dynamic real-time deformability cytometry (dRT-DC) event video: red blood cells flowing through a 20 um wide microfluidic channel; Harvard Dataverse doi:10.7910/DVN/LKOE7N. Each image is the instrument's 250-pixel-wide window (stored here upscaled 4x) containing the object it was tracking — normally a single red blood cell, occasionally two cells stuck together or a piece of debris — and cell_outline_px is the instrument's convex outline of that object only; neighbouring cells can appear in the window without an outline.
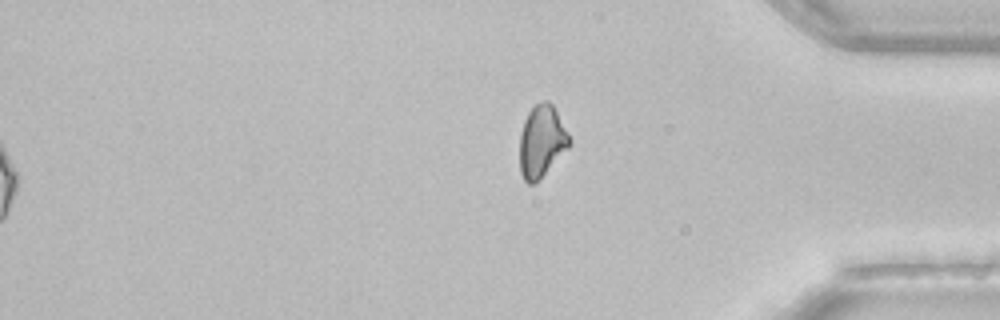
{"species": "common noctule bat (a hibernating species)", "species_latin": "Nyctalus noctula", "temperature_condition": "room temperature", "stored_images_in_passage": 50, "segment_of_instrument_passage": [2, 2], "camera_frame_rate_fps": 3000, "um_per_image_px": 0.085, "animal": {"sex": "female", "body_mass_g": 22.7, "forearm_length_mm": 54.2}, "frame": {"image": 1, "passage_image": 50, "time_ms": 16.333, "image_size_px": [1000, 320], "cell_outline_px": [[572, 144], [532, 184], [528, 184], [524, 180], [520, 172], [520, 132], [524, 120], [528, 112], [536, 104], [544, 100], [548, 100], [552, 104], [568, 132], [572, 140]], "centroid_in_image_um": [46.04, 11.97], "position_along_channel_um": 389.2, "area_um2": 20.52}}